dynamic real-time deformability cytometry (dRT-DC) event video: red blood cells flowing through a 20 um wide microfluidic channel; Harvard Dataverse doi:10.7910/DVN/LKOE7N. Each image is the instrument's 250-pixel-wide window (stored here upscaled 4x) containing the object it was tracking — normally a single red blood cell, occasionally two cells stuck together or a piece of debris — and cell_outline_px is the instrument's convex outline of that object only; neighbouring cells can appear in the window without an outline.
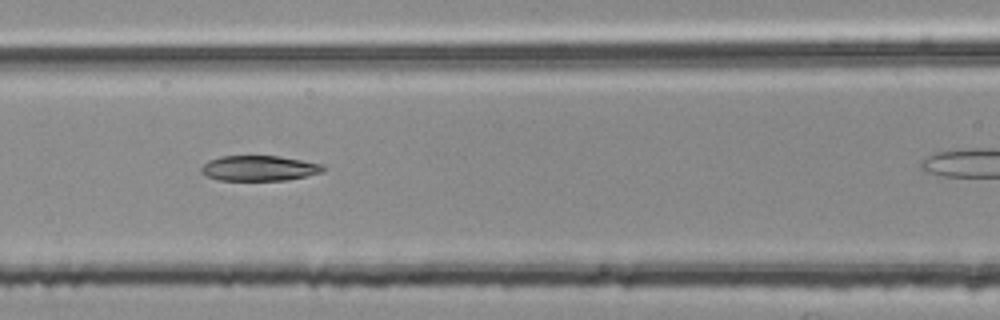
{"species": "common noctule bat (a hibernating species)", "species_latin": "Nyctalus noctula", "temperature_condition": "room temperature", "stored_images_in_passage": 39, "camera_frame_rate_fps": 3000, "um_per_image_px": 0.085, "animal": {"sex": "female", "body_mass_g": 25.1}, "frame": {"image": 1, "passage_image": 19, "time_ms": 6.0, "image_size_px": [1000, 320], "cell_outline_px": [[324, 172], [284, 180], [220, 180], [208, 176], [200, 172], [200, 168], [208, 160], [220, 156], [280, 156], [324, 164]], "centroid_in_image_um": [22.02, 14.29], "position_along_channel_um": 144.6, "area_um2": 17.92}}
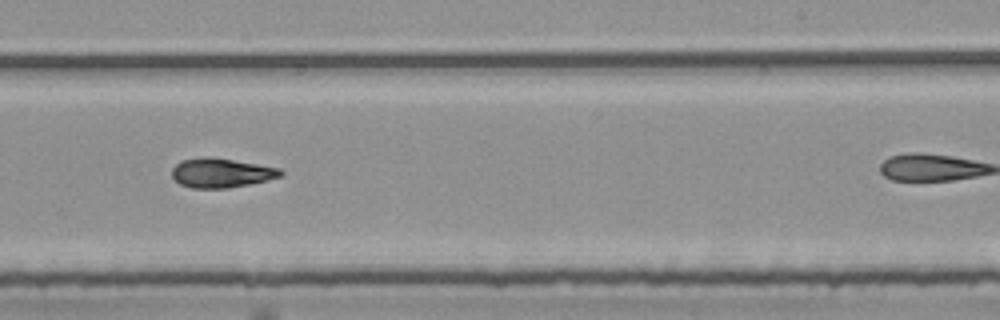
{"frame": {"image": 2, "passage_image": 29, "time_ms": 9.333, "image_size_px": [1000, 320], "cell_outline_px": [[284, 176], [268, 180], [228, 188], [192, 188], [180, 184], [172, 176], [172, 168], [180, 160], [200, 156], [212, 156], [280, 168], [284, 172]], "centroid_in_image_um": [18.81, 14.68], "position_along_channel_um": 270.2, "area_um2": 18.84}}
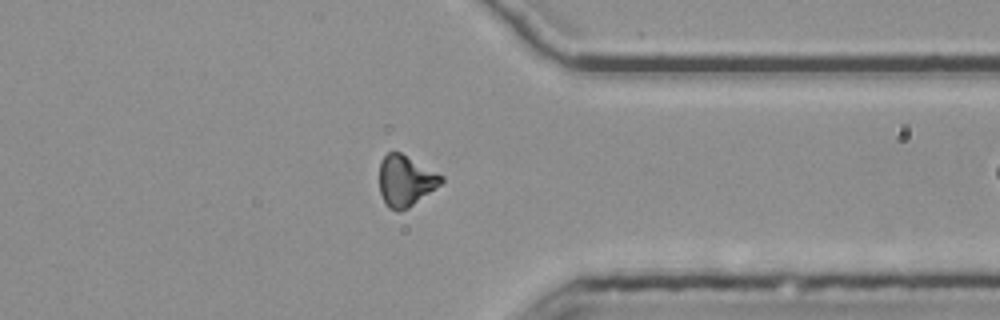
{"frame": {"image": 3, "passage_image": 38, "time_ms": 12.333, "image_size_px": [1000, 320], "cell_outline_px": [[444, 180], [440, 184], [408, 208], [400, 212], [396, 212], [388, 208], [384, 204], [380, 192], [380, 160], [388, 152], [400, 152], [444, 176]], "centroid_in_image_um": [34.44, 15.38], "position_along_channel_um": 377.0, "area_um2": 18.32}}